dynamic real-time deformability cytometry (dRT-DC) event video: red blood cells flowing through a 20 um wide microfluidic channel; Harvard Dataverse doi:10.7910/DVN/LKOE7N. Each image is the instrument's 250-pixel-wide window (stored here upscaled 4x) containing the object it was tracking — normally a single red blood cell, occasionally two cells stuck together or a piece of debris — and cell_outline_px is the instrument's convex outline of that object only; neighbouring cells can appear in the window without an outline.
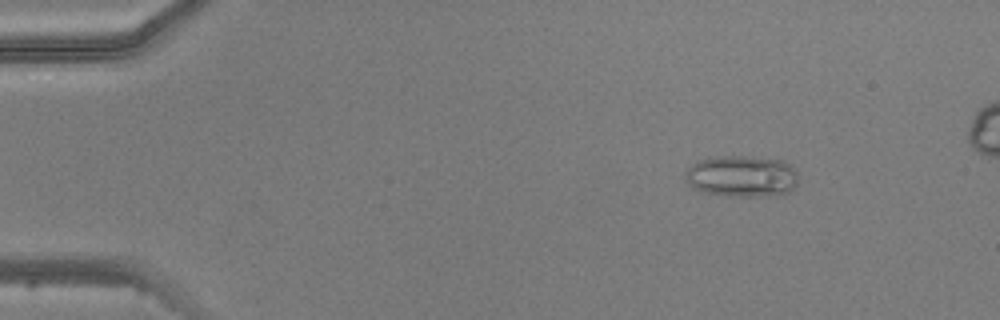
{"species": "common noctule bat (a hibernating species)", "species_latin": "Nyctalus noctula", "temperature_condition": "warm", "stored_images_in_passage": 5, "camera_frame_rate_fps": 3000, "um_per_image_px": 0.085, "animal": {"sex": "male", "body_mass_g": 20.5, "forearm_length_mm": 52.5}, "frame": {"image": 1, "passage_image": 2, "time_ms": 1.333, "image_size_px": [1000, 320], "cell_outline_px": [[796, 184], [788, 192], [768, 196], [736, 196], [704, 192], [692, 188], [688, 184], [684, 176], [684, 172], [696, 160], [720, 156], [744, 156], [784, 160], [796, 172]], "centroid_in_image_um": [63.0, 14.97], "position_along_channel_um": 22.0, "area_um2": 27.22}}